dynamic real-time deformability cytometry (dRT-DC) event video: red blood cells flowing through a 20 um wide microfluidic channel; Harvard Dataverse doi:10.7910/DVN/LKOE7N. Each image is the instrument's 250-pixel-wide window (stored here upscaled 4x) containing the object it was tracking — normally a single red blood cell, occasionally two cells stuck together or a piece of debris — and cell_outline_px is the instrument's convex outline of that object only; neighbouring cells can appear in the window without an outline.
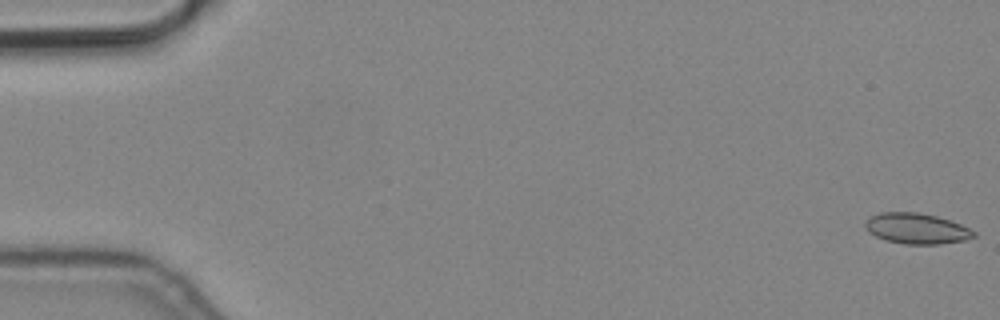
{"species": "common noctule bat (a hibernating species)", "species_latin": "Nyctalus noctula", "temperature_condition": "cold", "stored_images_in_passage": 4, "camera_frame_rate_fps": 3000, "um_per_image_px": 0.085, "animal": {"sex": "male", "body_mass_g": 19.2, "forearm_length_mm": 51.8}, "frame": {"image": 1, "passage_image": 1, "time_ms": 0.0, "image_size_px": [1000, 320], "cell_outline_px": [[976, 236], [964, 240], [940, 244], [904, 244], [884, 240], [868, 232], [864, 228], [864, 224], [872, 216], [880, 212], [916, 212], [936, 216], [960, 224], [976, 232]], "centroid_in_image_um": [77.89, 19.43], "position_along_channel_um": 7.1, "area_um2": 19.31}}
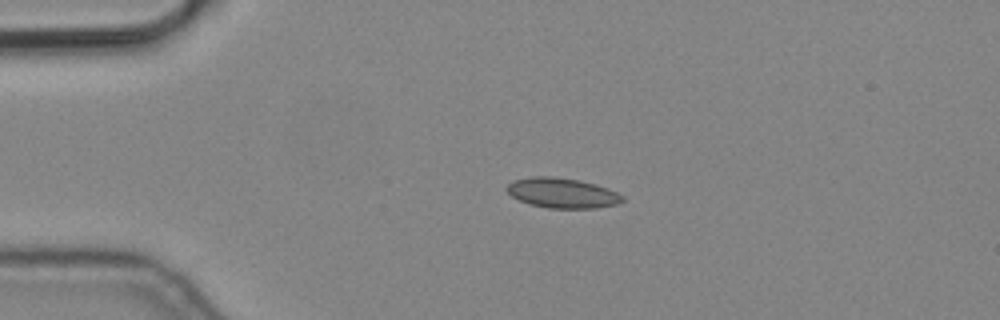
{"frame": {"image": 2, "passage_image": 3, "time_ms": 0.667, "image_size_px": [1000, 320], "cell_outline_px": [[624, 200], [616, 204], [596, 208], [548, 208], [528, 204], [512, 196], [504, 188], [512, 180], [532, 176], [552, 176], [580, 180], [596, 184], [608, 188], [624, 196]], "centroid_in_image_um": [47.77, 16.39], "position_along_channel_um": 37.2, "area_um2": 20.4}}